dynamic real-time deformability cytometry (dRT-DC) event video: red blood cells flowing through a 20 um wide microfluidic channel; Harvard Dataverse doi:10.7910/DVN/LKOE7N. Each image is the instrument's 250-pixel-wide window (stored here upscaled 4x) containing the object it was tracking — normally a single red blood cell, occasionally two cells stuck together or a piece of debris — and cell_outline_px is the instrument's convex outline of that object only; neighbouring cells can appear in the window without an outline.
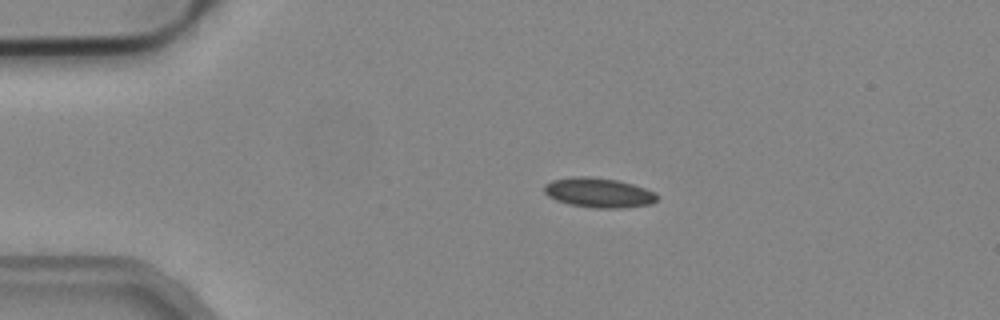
{"species": "common noctule bat (a hibernating species)", "species_latin": "Nyctalus noctula", "temperature_condition": "cold", "stored_images_in_passage": 8, "camera_frame_rate_fps": 3000, "um_per_image_px": 0.085, "animal": {"sex": "male", "body_mass_g": 19.2, "forearm_length_mm": 51.8}, "frame": {"image": 1, "passage_image": 1, "time_ms": 0.0, "image_size_px": [1000, 320], "cell_outline_px": [[660, 196], [652, 204], [624, 208], [596, 208], [568, 204], [556, 200], [548, 196], [544, 192], [544, 184], [552, 180], [572, 176], [588, 176], [616, 180], [632, 184], [656, 192]], "centroid_in_image_um": [50.89, 16.38], "position_along_channel_um": 34.1, "area_um2": 19.71}}
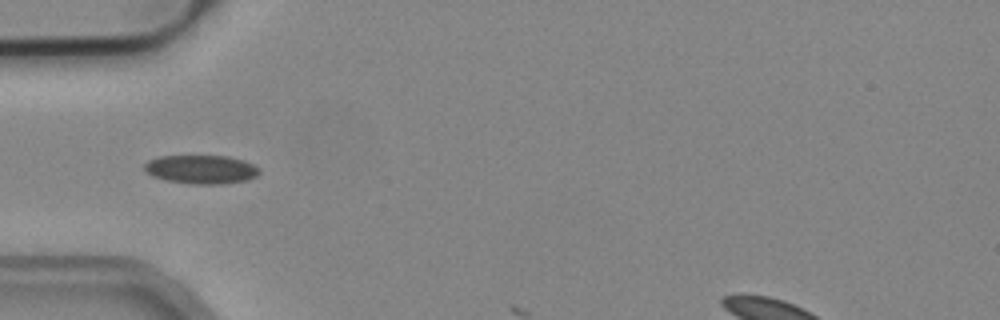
{"frame": {"image": 2, "passage_image": 7, "time_ms": 2.0, "image_size_px": [1000, 320], "cell_outline_px": [[260, 172], [256, 176], [244, 180], [220, 184], [196, 184], [168, 180], [152, 176], [144, 168], [144, 164], [148, 160], [160, 156], [228, 156], [244, 160], [260, 168]], "centroid_in_image_um": [17.11, 14.38], "position_along_channel_um": 67.9, "area_um2": 19.02}}